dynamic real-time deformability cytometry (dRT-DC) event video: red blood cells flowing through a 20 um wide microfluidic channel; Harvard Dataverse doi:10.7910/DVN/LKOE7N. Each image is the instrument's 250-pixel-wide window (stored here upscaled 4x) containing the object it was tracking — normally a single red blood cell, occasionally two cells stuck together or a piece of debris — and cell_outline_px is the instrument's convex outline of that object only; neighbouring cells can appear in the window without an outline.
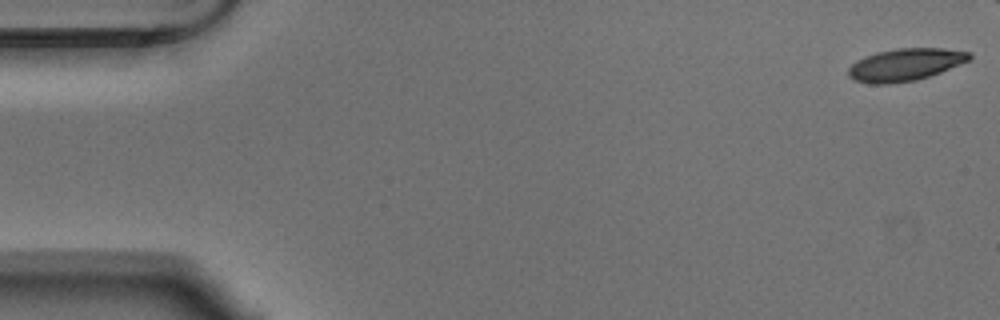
{"species": "Egyptian fruit bat (a non-hibernating species)", "species_latin": "Rousettus aegyptiacus", "temperature_condition": "warm", "stored_images_in_passage": 49, "camera_frame_rate_fps": 3000, "um_per_image_px": 0.085, "animal": {"sex": "male"}, "frame": {"image": 1, "passage_image": 1, "time_ms": 0.0, "image_size_px": [1000, 320], "cell_outline_px": [[972, 60], [940, 72], [916, 80], [888, 84], [868, 84], [852, 80], [848, 76], [848, 68], [856, 60], [876, 52], [896, 48], [944, 48], [972, 52]], "centroid_in_image_um": [76.95, 5.49], "position_along_channel_um": 8.1, "area_um2": 23.12}}
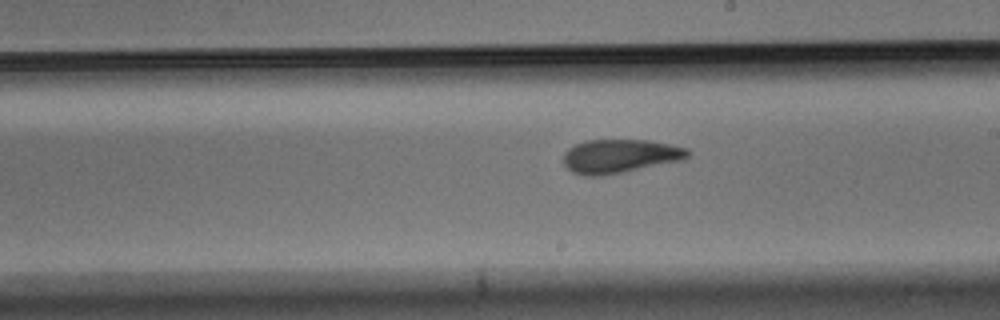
{"frame": {"image": 2, "passage_image": 31, "time_ms": 10.0, "image_size_px": [1000, 320], "cell_outline_px": [[692, 152], [688, 156], [680, 160], [624, 172], [600, 176], [584, 176], [572, 172], [564, 164], [564, 152], [568, 148], [584, 140], [648, 140], [688, 148]], "centroid_in_image_um": [52.67, 13.27], "position_along_channel_um": 236.3, "area_um2": 24.39}}
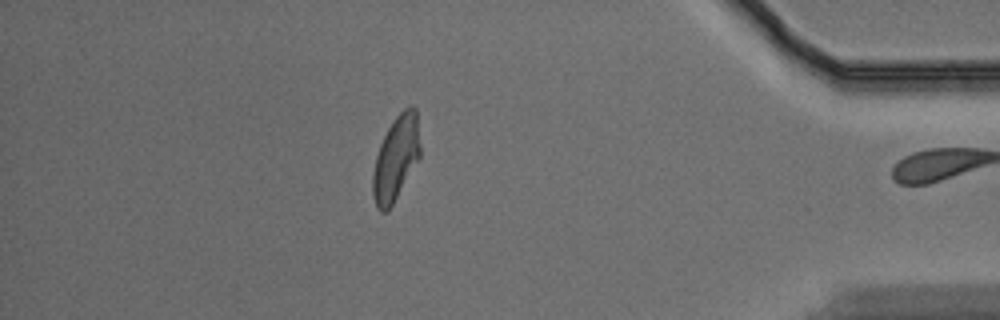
{"frame": {"image": 3, "passage_image": 48, "time_ms": 15.667, "image_size_px": [1000, 320], "cell_outline_px": [[420, 156], [388, 212], [380, 212], [376, 208], [372, 196], [372, 176], [376, 156], [380, 144], [388, 128], [396, 116], [408, 104], [412, 104], [416, 108], [420, 144]], "centroid_in_image_um": [33.64, 13.46], "position_along_channel_um": 401.6, "area_um2": 23.41}, "authors_computed_cell_mechanics": {"area_um2": 23.8714, "velocity_mm_per_s": 3.6446, "shape_relaxation_time_tau1_ms": 5.6556, "shape_relaxation_time_tau2_ms": 2.567, "deformation_change_tau1": 0.1791, "deformation_change_tau2": 0.0946}}